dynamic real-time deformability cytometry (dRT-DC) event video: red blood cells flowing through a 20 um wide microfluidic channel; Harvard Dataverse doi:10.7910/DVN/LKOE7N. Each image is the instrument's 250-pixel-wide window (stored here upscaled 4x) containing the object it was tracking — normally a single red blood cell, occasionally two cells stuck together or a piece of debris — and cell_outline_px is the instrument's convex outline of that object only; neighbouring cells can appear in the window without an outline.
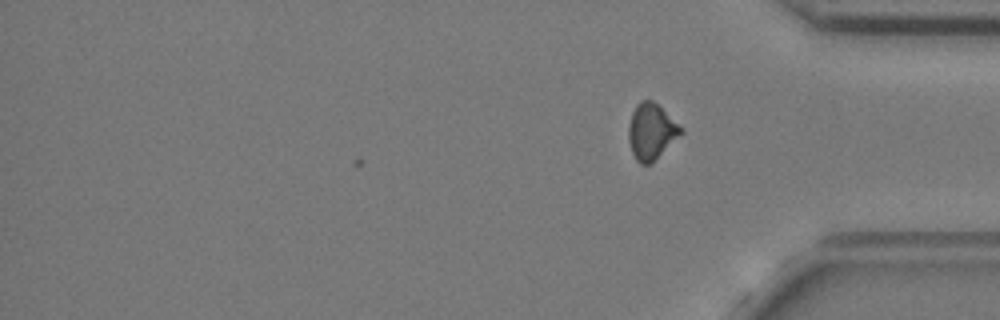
{"species": "common noctule bat (a hibernating species)", "species_latin": "Nyctalus noctula", "temperature_condition": "cold", "stored_images_in_passage": 31, "camera_frame_rate_fps": 3000, "um_per_image_px": 0.085, "animal": {"sex": "female", "body_mass_g": 24.6, "forearm_length_mm": 56.2}, "frame": {"image": 1, "passage_image": 31, "time_ms": 10.0, "image_size_px": [1000, 320], "cell_outline_px": [[684, 132], [652, 164], [640, 164], [636, 160], [632, 152], [628, 140], [628, 124], [632, 112], [636, 104], [640, 100], [652, 100], [684, 128]], "centroid_in_image_um": [55.37, 11.19], "position_along_channel_um": 379.8, "area_um2": 17.34}, "authors_computed_cell_mechanics": {"area_um2": 16.3574, "velocity_mm_per_s": 3.6894, "shape_relaxation_time_tau1_ms": null, "shape_relaxation_time_tau2_ms": 2.1612, "deformation_change_tau1": null, "deformation_change_tau2": 0.0706}}